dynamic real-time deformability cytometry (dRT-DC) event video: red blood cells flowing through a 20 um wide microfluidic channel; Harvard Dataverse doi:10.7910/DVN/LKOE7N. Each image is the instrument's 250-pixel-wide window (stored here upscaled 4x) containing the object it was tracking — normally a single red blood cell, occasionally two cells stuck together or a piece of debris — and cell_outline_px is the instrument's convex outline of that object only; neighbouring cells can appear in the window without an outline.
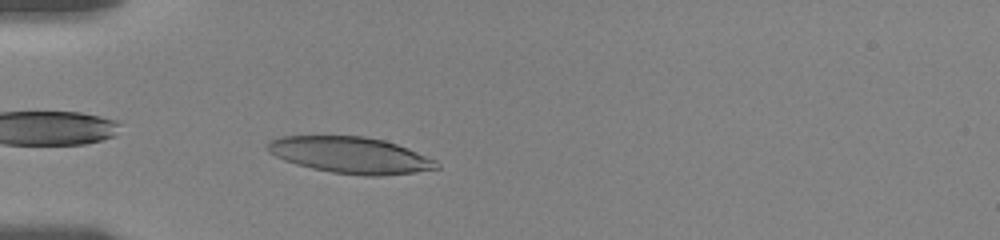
{"species": "human", "species_latin": "Homo sapiens", "temperature_condition": "room temperature", "stored_images_in_passage": 39, "camera_frame_rate_fps": 3000, "um_per_image_px": 0.085, "donor": {"sex": "female"}, "frame": {"image": 1, "passage_image": 3, "time_ms": 0.667, "image_size_px": [1000, 240], "cell_outline_px": [[440, 168], [416, 172], [380, 176], [364, 176], [332, 172], [312, 168], [296, 164], [284, 160], [268, 152], [264, 148], [268, 140], [280, 136], [364, 136], [384, 140], [408, 148], [436, 160], [440, 164]], "centroid_in_image_um": [29.77, 13.18], "position_along_channel_um": 55.2, "area_um2": 36.07}}
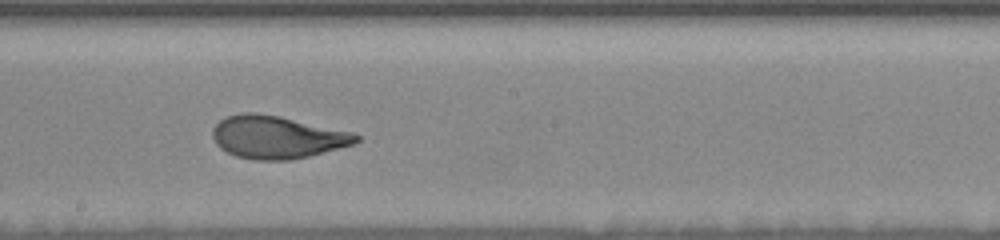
{"frame": {"image": 2, "passage_image": 18, "time_ms": 5.667, "image_size_px": [1000, 240], "cell_outline_px": [[360, 140], [352, 144], [308, 156], [292, 160], [252, 160], [236, 156], [220, 148], [216, 144], [212, 136], [212, 128], [220, 120], [228, 116], [244, 112], [256, 112], [280, 116], [352, 132], [360, 136]], "centroid_in_image_um": [23.51, 11.65], "position_along_channel_um": 224.7, "area_um2": 35.6}}
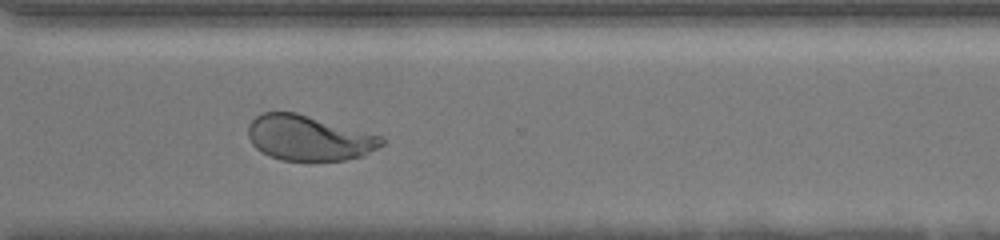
{"frame": {"image": 3, "passage_image": 28, "time_ms": 9.0, "image_size_px": [1000, 240], "cell_outline_px": [[384, 144], [364, 156], [344, 160], [280, 160], [268, 156], [260, 152], [252, 144], [248, 136], [248, 124], [256, 116], [264, 112], [296, 112], [380, 136], [384, 140]], "centroid_in_image_um": [26.21, 11.73], "position_along_channel_um": 344.4, "area_um2": 35.03}, "authors_computed_cell_mechanics": {"area_um2": 36.0094, "velocity_mm_per_s": 3.6049, "shape_relaxation_time_tau1_ms": 4.3347, "shape_relaxation_time_tau2_ms": 0.7948, "deformation_change_tau1": 0.217, "deformation_change_tau2": 0.0752}}